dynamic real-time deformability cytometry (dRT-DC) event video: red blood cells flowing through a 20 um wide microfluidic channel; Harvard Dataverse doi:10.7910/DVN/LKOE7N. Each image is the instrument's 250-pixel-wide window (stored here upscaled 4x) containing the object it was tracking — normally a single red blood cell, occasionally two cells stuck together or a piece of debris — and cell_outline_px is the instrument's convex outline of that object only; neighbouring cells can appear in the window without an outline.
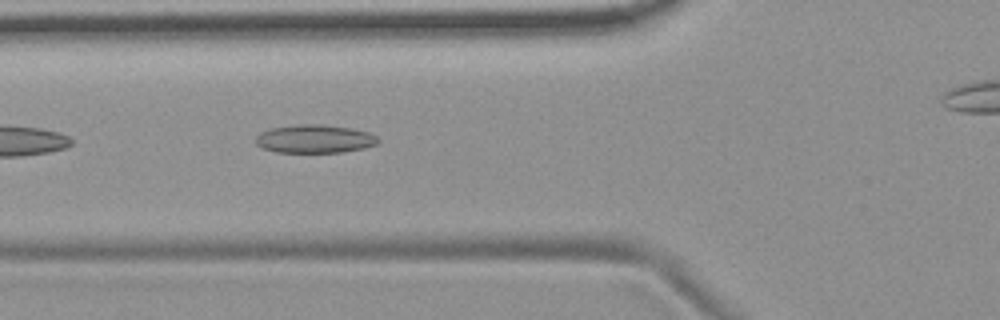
{"species": "common noctule bat (a hibernating species)", "species_latin": "Nyctalus noctula", "temperature_condition": "room temperature", "stored_images_in_passage": 9, "camera_frame_rate_fps": 3000, "um_per_image_px": 0.085, "animal": {"sex": "female", "body_mass_g": 19.9}, "frame": {"image": 1, "passage_image": 3, "time_ms": 0.667, "image_size_px": [1000, 320], "cell_outline_px": [[380, 140], [376, 144], [364, 148], [340, 152], [276, 152], [264, 148], [256, 144], [256, 136], [260, 132], [272, 128], [304, 124], [320, 124], [348, 128], [368, 132], [376, 136]], "centroid_in_image_um": [26.74, 11.81], "position_along_channel_um": 99.1, "area_um2": 19.88}}
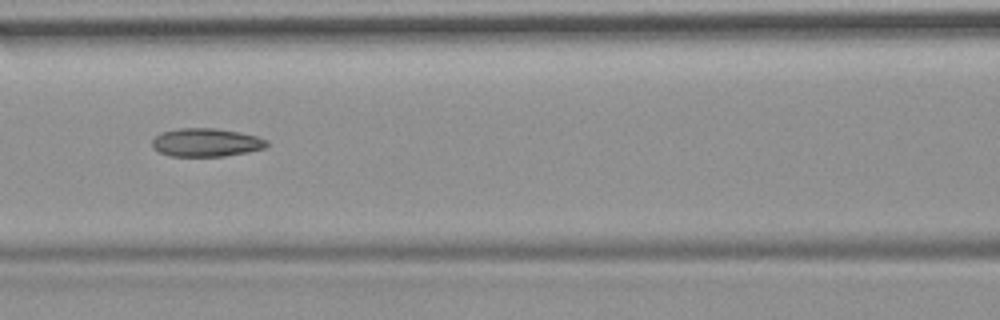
{"frame": {"image": 2, "passage_image": 7, "time_ms": 2.0, "image_size_px": [1000, 320], "cell_outline_px": [[268, 144], [264, 148], [248, 152], [224, 156], [172, 156], [160, 152], [152, 148], [152, 140], [160, 132], [180, 128], [216, 128], [256, 136], [268, 140]], "centroid_in_image_um": [17.5, 12.11], "position_along_channel_um": 149.1, "area_um2": 18.84}}